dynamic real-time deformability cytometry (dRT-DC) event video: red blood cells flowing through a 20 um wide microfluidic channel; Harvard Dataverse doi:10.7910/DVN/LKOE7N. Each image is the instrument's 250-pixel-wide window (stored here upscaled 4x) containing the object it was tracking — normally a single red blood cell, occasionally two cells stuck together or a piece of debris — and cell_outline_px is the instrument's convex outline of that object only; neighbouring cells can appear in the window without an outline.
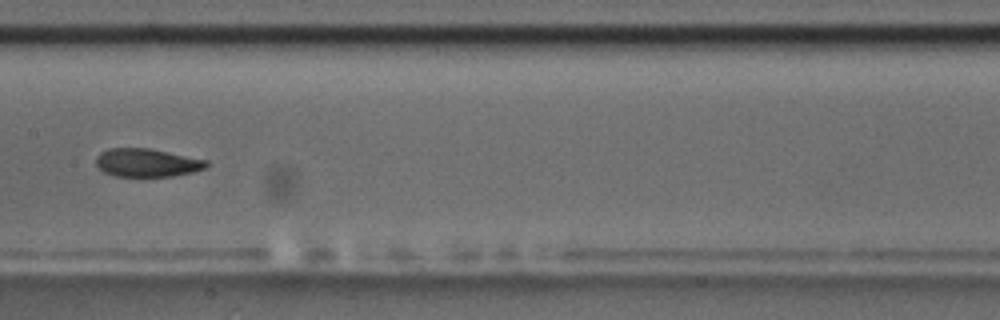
{"species": "common noctule bat (a hibernating species)", "species_latin": "Nyctalus noctula", "temperature_condition": "room temperature", "stored_images_in_passage": 9, "camera_frame_rate_fps": 3000, "um_per_image_px": 0.085, "animal": {"sex": "male", "body_mass_g": 17.5, "forearm_length_mm": 52.3}, "frame": {"image": 1, "passage_image": 6, "time_ms": 5.667, "image_size_px": [1000, 320], "cell_outline_px": [[208, 164], [204, 168], [192, 172], [172, 176], [116, 176], [104, 172], [96, 164], [96, 156], [100, 152], [108, 148], [152, 148], [208, 160]], "centroid_in_image_um": [12.49, 13.81], "position_along_channel_um": 194.9, "area_um2": 18.21}}
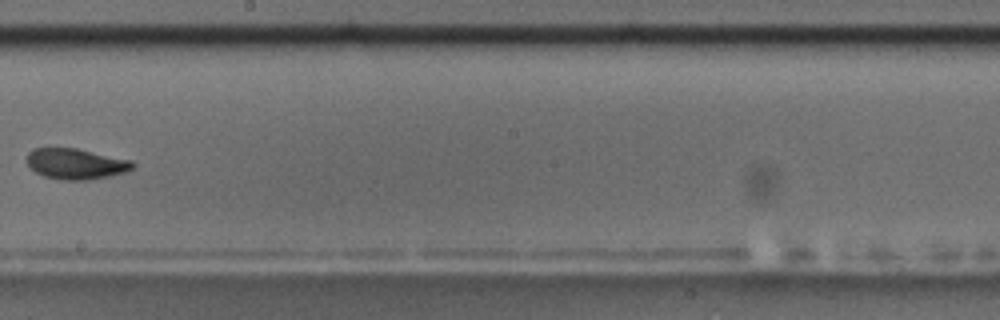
{"frame": {"image": 2, "passage_image": 7, "time_ms": 7.0, "image_size_px": [1000, 320], "cell_outline_px": [[136, 164], [128, 172], [88, 180], [64, 180], [44, 176], [36, 172], [24, 160], [28, 152], [32, 148], [76, 148], [132, 160]], "centroid_in_image_um": [6.45, 13.92], "position_along_channel_um": 241.8, "area_um2": 19.07}}
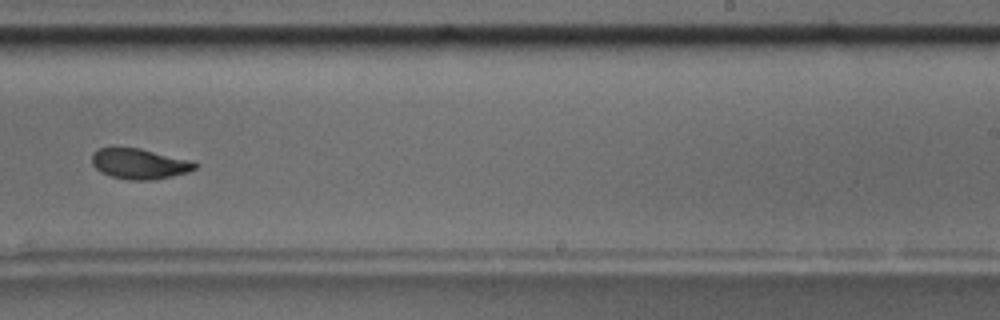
{"frame": {"image": 3, "passage_image": 8, "time_ms": 8.0, "image_size_px": [1000, 320], "cell_outline_px": [[200, 164], [196, 168], [188, 172], [172, 176], [152, 180], [132, 180], [112, 176], [100, 172], [92, 164], [92, 152], [96, 148], [112, 144], [116, 144], [140, 148], [192, 160]], "centroid_in_image_um": [11.8, 13.86], "position_along_channel_um": 277.2, "area_um2": 19.07}}